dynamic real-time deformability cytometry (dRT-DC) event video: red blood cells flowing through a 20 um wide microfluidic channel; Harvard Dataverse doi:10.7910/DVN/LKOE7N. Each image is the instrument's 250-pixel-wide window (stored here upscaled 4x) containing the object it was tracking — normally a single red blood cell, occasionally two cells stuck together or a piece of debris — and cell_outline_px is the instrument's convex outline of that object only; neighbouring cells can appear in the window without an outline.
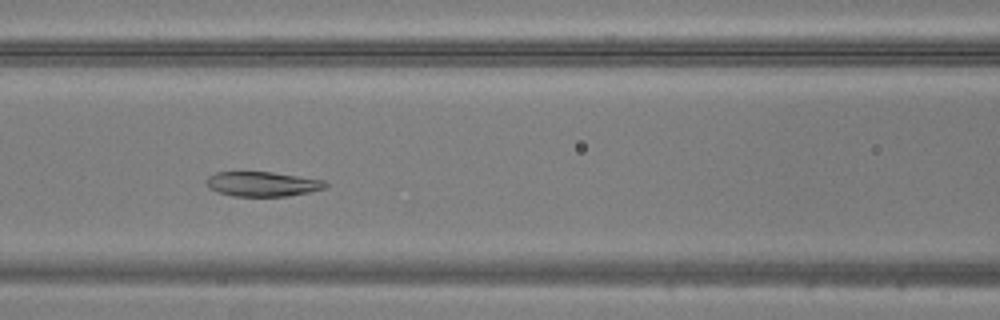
{"species": "common noctule bat (a hibernating species)", "species_latin": "Nyctalus noctula", "temperature_condition": "warm", "stored_images_in_passage": 41, "camera_frame_rate_fps": 3000, "um_per_image_px": 0.085, "animal": {"sex": "male", "body_mass_g": 20.5, "forearm_length_mm": 52.5}, "frame": {"image": 1, "passage_image": 13, "time_ms": 4.0, "image_size_px": [1000, 320], "cell_outline_px": [[328, 188], [288, 196], [232, 196], [216, 192], [208, 188], [204, 180], [208, 176], [216, 172], [272, 172], [324, 180], [328, 184]], "centroid_in_image_um": [22.28, 15.64], "position_along_channel_um": 144.3, "area_um2": 17.34}}
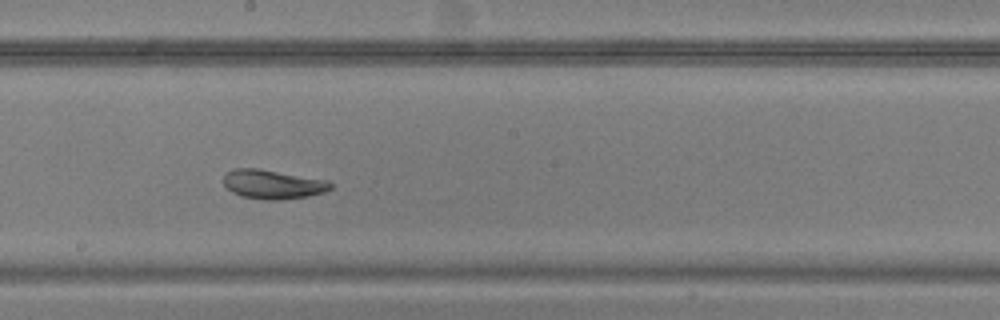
{"frame": {"image": 2, "passage_image": 19, "time_ms": 6.0, "image_size_px": [1000, 320], "cell_outline_px": [[332, 188], [324, 192], [308, 196], [280, 200], [264, 200], [240, 196], [232, 192], [224, 184], [224, 172], [236, 168], [260, 168], [328, 180], [332, 184]], "centroid_in_image_um": [23.18, 15.66], "position_along_channel_um": 225.0, "area_um2": 18.38}}
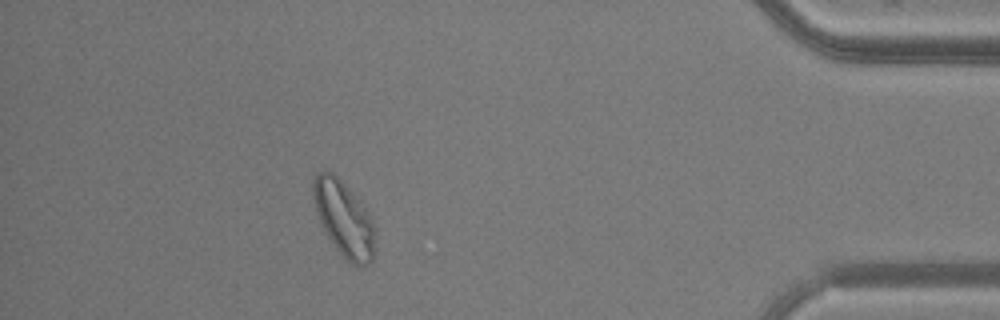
{"frame": {"image": 3, "passage_image": 36, "time_ms": 11.667, "image_size_px": [1000, 320], "cell_outline_px": [[376, 248], [372, 260], [364, 268], [360, 268], [352, 264], [336, 248], [324, 232], [316, 212], [312, 196], [312, 180], [316, 172], [324, 168], [328, 168], [364, 204], [372, 216]], "centroid_in_image_um": [29.23, 18.57], "position_along_channel_um": 406.0, "area_um2": 27.86}}